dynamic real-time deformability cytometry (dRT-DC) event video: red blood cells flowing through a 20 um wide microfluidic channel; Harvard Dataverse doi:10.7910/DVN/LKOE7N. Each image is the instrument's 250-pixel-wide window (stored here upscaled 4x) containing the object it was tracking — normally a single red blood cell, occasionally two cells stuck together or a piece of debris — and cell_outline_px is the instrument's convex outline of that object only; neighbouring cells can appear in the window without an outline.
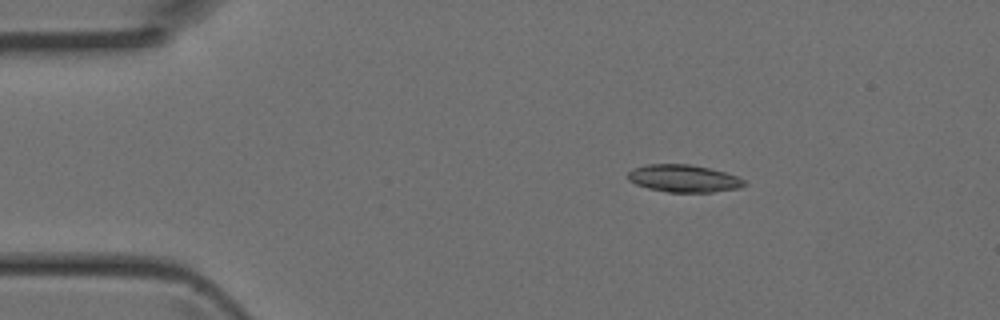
{"species": "Egyptian fruit bat (a non-hibernating species)", "species_latin": "Rousettus aegyptiacus", "temperature_condition": "room temperature", "stored_images_in_passage": 39, "camera_frame_rate_fps": 3000, "um_per_image_px": 0.085, "animal": {"sex": "female"}, "frame": {"image": 1, "passage_image": 1, "time_ms": 0.0, "image_size_px": [1000, 320], "cell_outline_px": [[748, 184], [736, 188], [712, 192], [668, 192], [648, 188], [636, 184], [628, 180], [628, 172], [632, 168], [648, 164], [688, 164], [708, 168], [724, 172], [736, 176], [744, 180]], "centroid_in_image_um": [58.08, 15.16], "position_along_channel_um": 26.9, "area_um2": 18.44}}
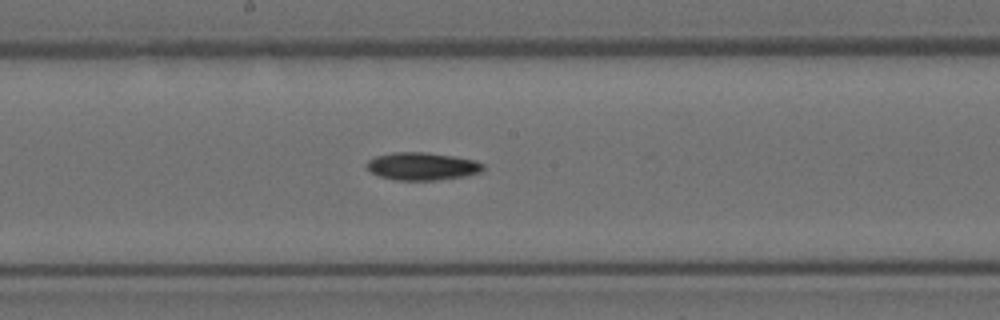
{"frame": {"image": 2, "passage_image": 17, "time_ms": 5.333, "image_size_px": [1000, 320], "cell_outline_px": [[484, 168], [480, 172], [468, 176], [436, 180], [396, 180], [380, 176], [372, 172], [364, 164], [368, 160], [376, 156], [392, 152], [424, 152], [452, 156], [476, 160], [484, 164]], "centroid_in_image_um": [35.9, 14.13], "position_along_channel_um": 212.3, "area_um2": 18.84}}
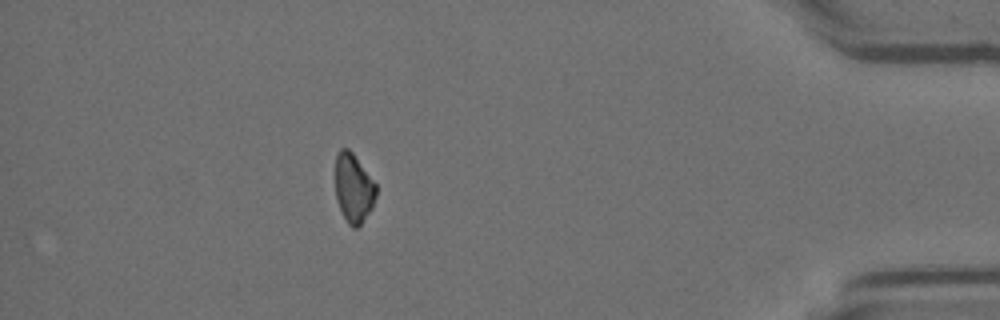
{"frame": {"image": 3, "passage_image": 33, "time_ms": 10.667, "image_size_px": [1000, 320], "cell_outline_px": [[376, 196], [372, 208], [360, 224], [356, 228], [352, 228], [348, 224], [336, 200], [336, 156], [340, 148], [348, 148], [352, 152], [376, 184]], "centroid_in_image_um": [30.05, 15.99], "position_along_channel_um": 405.2, "area_um2": 16.18}}